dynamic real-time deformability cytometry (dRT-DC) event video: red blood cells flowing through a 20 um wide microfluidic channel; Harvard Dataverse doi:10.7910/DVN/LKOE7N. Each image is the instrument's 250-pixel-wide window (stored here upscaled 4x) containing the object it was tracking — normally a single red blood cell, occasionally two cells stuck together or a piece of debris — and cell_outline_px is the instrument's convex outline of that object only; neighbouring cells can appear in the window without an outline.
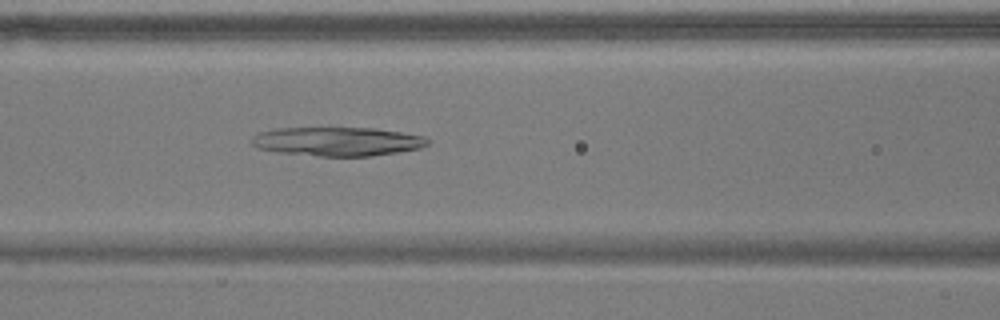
{"species": "common noctule bat (a hibernating species)", "species_latin": "Nyctalus noctula", "temperature_condition": "warm", "stored_images_in_passage": 49, "camera_frame_rate_fps": 3000, "um_per_image_px": 0.085, "animal": {"sex": "male", "body_mass_g": 17.9}, "frame": {"image": 1, "passage_image": 17, "time_ms": 5.333, "image_size_px": [1000, 320], "cell_outline_px": [[428, 144], [420, 148], [372, 156], [316, 156], [280, 152], [256, 148], [252, 144], [252, 136], [260, 132], [276, 128], [376, 128], [424, 136], [428, 140]], "centroid_in_image_um": [28.66, 12.02], "position_along_channel_um": 137.9, "area_um2": 29.54}}
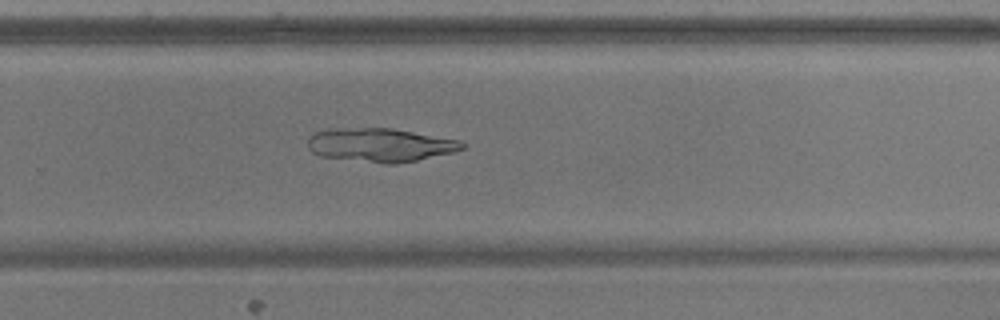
{"frame": {"image": 2, "passage_image": 30, "time_ms": 9.667, "image_size_px": [1000, 320], "cell_outline_px": [[464, 148], [452, 152], [416, 160], [396, 164], [384, 164], [320, 156], [312, 152], [308, 148], [308, 136], [316, 132], [328, 128], [392, 128], [460, 140], [464, 144]], "centroid_in_image_um": [32.27, 12.32], "position_along_channel_um": 297.5, "area_um2": 30.29}}
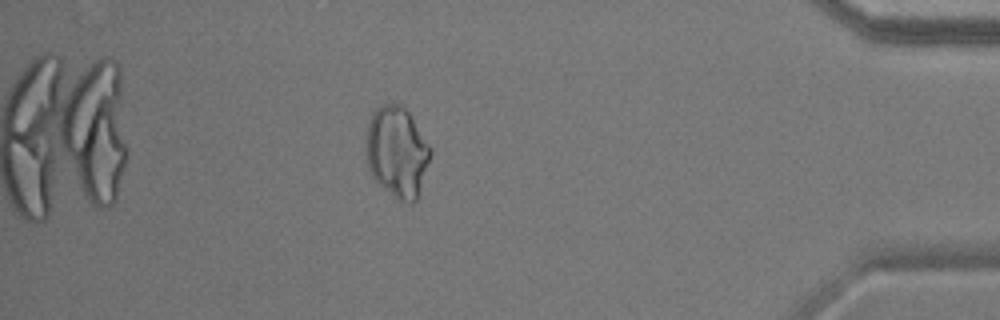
{"frame": {"image": 3, "passage_image": 42, "time_ms": 13.667, "image_size_px": [1000, 320], "cell_outline_px": [[432, 152], [416, 200], [412, 204], [408, 204], [400, 200], [384, 188], [372, 176], [368, 168], [368, 124], [372, 112], [380, 104], [400, 104], [408, 112], [432, 148]], "centroid_in_image_um": [33.77, 12.9], "position_along_channel_um": 401.4, "area_um2": 33.47}}